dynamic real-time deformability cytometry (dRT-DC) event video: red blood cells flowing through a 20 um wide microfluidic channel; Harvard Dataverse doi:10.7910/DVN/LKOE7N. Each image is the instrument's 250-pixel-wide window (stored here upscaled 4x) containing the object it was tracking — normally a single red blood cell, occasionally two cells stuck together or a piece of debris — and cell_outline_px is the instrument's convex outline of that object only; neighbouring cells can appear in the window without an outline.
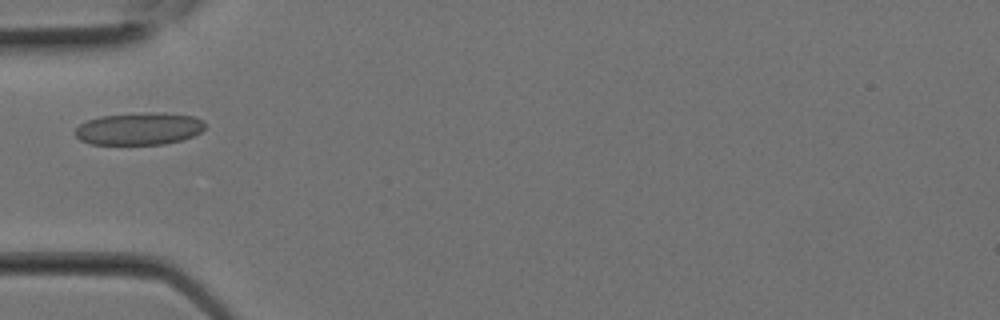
{"species": "Egyptian fruit bat (a non-hibernating species)", "species_latin": "Rousettus aegyptiacus", "temperature_condition": "room temperature", "stored_images_in_passage": 2, "camera_frame_rate_fps": 3000, "um_per_image_px": 0.085, "animal": {"sex": "female"}, "frame": {"image": 1, "passage_image": 2, "time_ms": 0.333, "image_size_px": [1000, 320], "cell_outline_px": [[204, 128], [200, 132], [192, 136], [180, 140], [164, 144], [92, 144], [80, 140], [76, 136], [76, 128], [80, 124], [88, 120], [100, 116], [148, 112], [160, 112], [196, 116], [204, 120]], "centroid_in_image_um": [11.85, 10.93], "position_along_channel_um": 73.2, "area_um2": 24.45}}